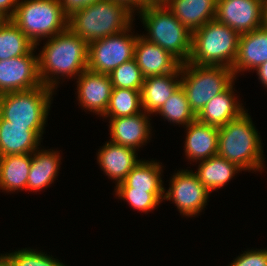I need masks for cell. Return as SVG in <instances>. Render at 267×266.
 Segmentation results:
<instances>
[{"mask_svg": "<svg viewBox=\"0 0 267 266\" xmlns=\"http://www.w3.org/2000/svg\"><path fill=\"white\" fill-rule=\"evenodd\" d=\"M181 67L174 73L144 78L141 89L142 111L156 113L165 101L181 86Z\"/></svg>", "mask_w": 267, "mask_h": 266, "instance_id": "d6986e66", "label": "cell"}, {"mask_svg": "<svg viewBox=\"0 0 267 266\" xmlns=\"http://www.w3.org/2000/svg\"><path fill=\"white\" fill-rule=\"evenodd\" d=\"M132 25L121 33L89 43L87 69L110 74L119 65L134 59L138 35L131 32ZM131 32V34H128Z\"/></svg>", "mask_w": 267, "mask_h": 266, "instance_id": "9c48e42d", "label": "cell"}, {"mask_svg": "<svg viewBox=\"0 0 267 266\" xmlns=\"http://www.w3.org/2000/svg\"><path fill=\"white\" fill-rule=\"evenodd\" d=\"M181 87L190 108L197 116L216 95L236 80L233 70L222 66H203L189 62L181 64Z\"/></svg>", "mask_w": 267, "mask_h": 266, "instance_id": "ba28073f", "label": "cell"}, {"mask_svg": "<svg viewBox=\"0 0 267 266\" xmlns=\"http://www.w3.org/2000/svg\"><path fill=\"white\" fill-rule=\"evenodd\" d=\"M45 43L37 55L39 76L44 86L54 90L61 76L72 79L76 75V79L87 69L89 44L69 28Z\"/></svg>", "mask_w": 267, "mask_h": 266, "instance_id": "6da1fadb", "label": "cell"}, {"mask_svg": "<svg viewBox=\"0 0 267 266\" xmlns=\"http://www.w3.org/2000/svg\"><path fill=\"white\" fill-rule=\"evenodd\" d=\"M267 61V28L258 29L240 35L238 53L232 66L234 76L246 70L257 69Z\"/></svg>", "mask_w": 267, "mask_h": 266, "instance_id": "e0dca14e", "label": "cell"}, {"mask_svg": "<svg viewBox=\"0 0 267 266\" xmlns=\"http://www.w3.org/2000/svg\"><path fill=\"white\" fill-rule=\"evenodd\" d=\"M240 34L213 19L192 32L189 63L232 68L238 53Z\"/></svg>", "mask_w": 267, "mask_h": 266, "instance_id": "5b68a950", "label": "cell"}, {"mask_svg": "<svg viewBox=\"0 0 267 266\" xmlns=\"http://www.w3.org/2000/svg\"><path fill=\"white\" fill-rule=\"evenodd\" d=\"M169 189H164L163 200L172 201L180 214L195 217L205 208L210 191L199 181L192 170L177 171L170 179Z\"/></svg>", "mask_w": 267, "mask_h": 266, "instance_id": "30bf717a", "label": "cell"}, {"mask_svg": "<svg viewBox=\"0 0 267 266\" xmlns=\"http://www.w3.org/2000/svg\"><path fill=\"white\" fill-rule=\"evenodd\" d=\"M0 60V95L9 92L25 91L42 86L38 70V57L33 52Z\"/></svg>", "mask_w": 267, "mask_h": 266, "instance_id": "7c38bea8", "label": "cell"}, {"mask_svg": "<svg viewBox=\"0 0 267 266\" xmlns=\"http://www.w3.org/2000/svg\"><path fill=\"white\" fill-rule=\"evenodd\" d=\"M161 115L164 120L178 125L187 126L196 120V115L190 108L186 94L180 86L173 95H171L162 107L155 113Z\"/></svg>", "mask_w": 267, "mask_h": 266, "instance_id": "f1b7e54d", "label": "cell"}, {"mask_svg": "<svg viewBox=\"0 0 267 266\" xmlns=\"http://www.w3.org/2000/svg\"><path fill=\"white\" fill-rule=\"evenodd\" d=\"M42 139L28 126L10 125L0 117V157L32 154Z\"/></svg>", "mask_w": 267, "mask_h": 266, "instance_id": "7402d4cb", "label": "cell"}, {"mask_svg": "<svg viewBox=\"0 0 267 266\" xmlns=\"http://www.w3.org/2000/svg\"><path fill=\"white\" fill-rule=\"evenodd\" d=\"M263 25L267 28V3H264V24Z\"/></svg>", "mask_w": 267, "mask_h": 266, "instance_id": "f35d334b", "label": "cell"}, {"mask_svg": "<svg viewBox=\"0 0 267 266\" xmlns=\"http://www.w3.org/2000/svg\"><path fill=\"white\" fill-rule=\"evenodd\" d=\"M166 0H149L150 3H161L163 4Z\"/></svg>", "mask_w": 267, "mask_h": 266, "instance_id": "ab89813d", "label": "cell"}, {"mask_svg": "<svg viewBox=\"0 0 267 266\" xmlns=\"http://www.w3.org/2000/svg\"><path fill=\"white\" fill-rule=\"evenodd\" d=\"M134 149L115 144L111 141L98 150L97 161L103 173L115 180L116 186L123 182L131 170L141 161Z\"/></svg>", "mask_w": 267, "mask_h": 266, "instance_id": "ac0fdd59", "label": "cell"}, {"mask_svg": "<svg viewBox=\"0 0 267 266\" xmlns=\"http://www.w3.org/2000/svg\"><path fill=\"white\" fill-rule=\"evenodd\" d=\"M12 20L35 45L42 37L51 38L68 28V16L58 0H22Z\"/></svg>", "mask_w": 267, "mask_h": 266, "instance_id": "52a82bcc", "label": "cell"}, {"mask_svg": "<svg viewBox=\"0 0 267 266\" xmlns=\"http://www.w3.org/2000/svg\"><path fill=\"white\" fill-rule=\"evenodd\" d=\"M77 81V100L83 109L103 115L113 90L109 74L96 73L86 69Z\"/></svg>", "mask_w": 267, "mask_h": 266, "instance_id": "4fadbf2b", "label": "cell"}, {"mask_svg": "<svg viewBox=\"0 0 267 266\" xmlns=\"http://www.w3.org/2000/svg\"><path fill=\"white\" fill-rule=\"evenodd\" d=\"M184 153L196 163L217 155L219 127L201 123L197 119L186 127Z\"/></svg>", "mask_w": 267, "mask_h": 266, "instance_id": "2e32d148", "label": "cell"}, {"mask_svg": "<svg viewBox=\"0 0 267 266\" xmlns=\"http://www.w3.org/2000/svg\"><path fill=\"white\" fill-rule=\"evenodd\" d=\"M31 163L32 154L0 157V189L7 192L25 190Z\"/></svg>", "mask_w": 267, "mask_h": 266, "instance_id": "d4e9b609", "label": "cell"}, {"mask_svg": "<svg viewBox=\"0 0 267 266\" xmlns=\"http://www.w3.org/2000/svg\"><path fill=\"white\" fill-rule=\"evenodd\" d=\"M109 77L113 88L141 90L144 82L141 70L134 59L119 65Z\"/></svg>", "mask_w": 267, "mask_h": 266, "instance_id": "f546056e", "label": "cell"}, {"mask_svg": "<svg viewBox=\"0 0 267 266\" xmlns=\"http://www.w3.org/2000/svg\"><path fill=\"white\" fill-rule=\"evenodd\" d=\"M135 15L113 0H99L68 16V28L88 44L128 29Z\"/></svg>", "mask_w": 267, "mask_h": 266, "instance_id": "3957f363", "label": "cell"}, {"mask_svg": "<svg viewBox=\"0 0 267 266\" xmlns=\"http://www.w3.org/2000/svg\"><path fill=\"white\" fill-rule=\"evenodd\" d=\"M163 4L192 33L215 19L217 0H166Z\"/></svg>", "mask_w": 267, "mask_h": 266, "instance_id": "44dd1931", "label": "cell"}, {"mask_svg": "<svg viewBox=\"0 0 267 266\" xmlns=\"http://www.w3.org/2000/svg\"><path fill=\"white\" fill-rule=\"evenodd\" d=\"M141 90L113 88L105 113V119L131 116L142 112Z\"/></svg>", "mask_w": 267, "mask_h": 266, "instance_id": "83f0119b", "label": "cell"}, {"mask_svg": "<svg viewBox=\"0 0 267 266\" xmlns=\"http://www.w3.org/2000/svg\"><path fill=\"white\" fill-rule=\"evenodd\" d=\"M255 70L257 71L258 79L261 81L260 83L267 88V61Z\"/></svg>", "mask_w": 267, "mask_h": 266, "instance_id": "8d00e7d4", "label": "cell"}, {"mask_svg": "<svg viewBox=\"0 0 267 266\" xmlns=\"http://www.w3.org/2000/svg\"><path fill=\"white\" fill-rule=\"evenodd\" d=\"M59 151L35 150L27 180L26 190L41 191L50 186L59 173L61 158Z\"/></svg>", "mask_w": 267, "mask_h": 266, "instance_id": "603a6c76", "label": "cell"}, {"mask_svg": "<svg viewBox=\"0 0 267 266\" xmlns=\"http://www.w3.org/2000/svg\"><path fill=\"white\" fill-rule=\"evenodd\" d=\"M113 1L125 5L133 13L134 11L136 12V10L139 12L142 9H144L147 5L151 4L149 0H113Z\"/></svg>", "mask_w": 267, "mask_h": 266, "instance_id": "d590c367", "label": "cell"}, {"mask_svg": "<svg viewBox=\"0 0 267 266\" xmlns=\"http://www.w3.org/2000/svg\"><path fill=\"white\" fill-rule=\"evenodd\" d=\"M198 163V171L194 173L211 193L226 185L236 173L243 171L237 165L218 155Z\"/></svg>", "mask_w": 267, "mask_h": 266, "instance_id": "484cf974", "label": "cell"}, {"mask_svg": "<svg viewBox=\"0 0 267 266\" xmlns=\"http://www.w3.org/2000/svg\"><path fill=\"white\" fill-rule=\"evenodd\" d=\"M19 0H0V20L11 19L18 6Z\"/></svg>", "mask_w": 267, "mask_h": 266, "instance_id": "e575fe53", "label": "cell"}, {"mask_svg": "<svg viewBox=\"0 0 267 266\" xmlns=\"http://www.w3.org/2000/svg\"><path fill=\"white\" fill-rule=\"evenodd\" d=\"M137 13L148 32L143 38L165 49L181 64L189 61L192 33L164 4L151 3Z\"/></svg>", "mask_w": 267, "mask_h": 266, "instance_id": "277c9868", "label": "cell"}, {"mask_svg": "<svg viewBox=\"0 0 267 266\" xmlns=\"http://www.w3.org/2000/svg\"><path fill=\"white\" fill-rule=\"evenodd\" d=\"M0 266H13L12 262L9 260L8 254L0 255Z\"/></svg>", "mask_w": 267, "mask_h": 266, "instance_id": "74e56055", "label": "cell"}, {"mask_svg": "<svg viewBox=\"0 0 267 266\" xmlns=\"http://www.w3.org/2000/svg\"><path fill=\"white\" fill-rule=\"evenodd\" d=\"M162 165L154 160H141L127 175L126 179L115 186L114 190H140L145 192H164L161 177Z\"/></svg>", "mask_w": 267, "mask_h": 266, "instance_id": "cb8c5ba5", "label": "cell"}, {"mask_svg": "<svg viewBox=\"0 0 267 266\" xmlns=\"http://www.w3.org/2000/svg\"><path fill=\"white\" fill-rule=\"evenodd\" d=\"M215 19L240 35L264 24L263 0H217Z\"/></svg>", "mask_w": 267, "mask_h": 266, "instance_id": "8fae6325", "label": "cell"}, {"mask_svg": "<svg viewBox=\"0 0 267 266\" xmlns=\"http://www.w3.org/2000/svg\"><path fill=\"white\" fill-rule=\"evenodd\" d=\"M59 4L63 8L64 13L70 16L73 12L85 8L88 5H92L99 0H58Z\"/></svg>", "mask_w": 267, "mask_h": 266, "instance_id": "836d02e7", "label": "cell"}, {"mask_svg": "<svg viewBox=\"0 0 267 266\" xmlns=\"http://www.w3.org/2000/svg\"><path fill=\"white\" fill-rule=\"evenodd\" d=\"M34 47L12 20H0V60L27 55Z\"/></svg>", "mask_w": 267, "mask_h": 266, "instance_id": "4316f807", "label": "cell"}, {"mask_svg": "<svg viewBox=\"0 0 267 266\" xmlns=\"http://www.w3.org/2000/svg\"><path fill=\"white\" fill-rule=\"evenodd\" d=\"M229 266H267V249L245 251Z\"/></svg>", "mask_w": 267, "mask_h": 266, "instance_id": "d6a6232c", "label": "cell"}, {"mask_svg": "<svg viewBox=\"0 0 267 266\" xmlns=\"http://www.w3.org/2000/svg\"><path fill=\"white\" fill-rule=\"evenodd\" d=\"M259 134L251 116L245 111L238 118L219 127L217 155L243 171L261 172L265 166Z\"/></svg>", "mask_w": 267, "mask_h": 266, "instance_id": "7a4b0ae2", "label": "cell"}, {"mask_svg": "<svg viewBox=\"0 0 267 266\" xmlns=\"http://www.w3.org/2000/svg\"><path fill=\"white\" fill-rule=\"evenodd\" d=\"M149 116L151 115L142 111L131 116L109 118L110 141L139 151L151 138Z\"/></svg>", "mask_w": 267, "mask_h": 266, "instance_id": "5bb4252c", "label": "cell"}, {"mask_svg": "<svg viewBox=\"0 0 267 266\" xmlns=\"http://www.w3.org/2000/svg\"><path fill=\"white\" fill-rule=\"evenodd\" d=\"M116 197L125 200L133 209L148 213L161 204L164 192H145L140 190H115Z\"/></svg>", "mask_w": 267, "mask_h": 266, "instance_id": "4dcf8cb0", "label": "cell"}, {"mask_svg": "<svg viewBox=\"0 0 267 266\" xmlns=\"http://www.w3.org/2000/svg\"><path fill=\"white\" fill-rule=\"evenodd\" d=\"M134 60L144 78L176 72L181 63L165 49L138 35Z\"/></svg>", "mask_w": 267, "mask_h": 266, "instance_id": "9a60e30c", "label": "cell"}, {"mask_svg": "<svg viewBox=\"0 0 267 266\" xmlns=\"http://www.w3.org/2000/svg\"><path fill=\"white\" fill-rule=\"evenodd\" d=\"M234 82L222 93L212 98L196 116L201 123L221 127L233 119L238 118L244 110L238 97H235Z\"/></svg>", "mask_w": 267, "mask_h": 266, "instance_id": "ffe728a7", "label": "cell"}, {"mask_svg": "<svg viewBox=\"0 0 267 266\" xmlns=\"http://www.w3.org/2000/svg\"><path fill=\"white\" fill-rule=\"evenodd\" d=\"M8 256L13 266H66L52 255L31 248L8 253Z\"/></svg>", "mask_w": 267, "mask_h": 266, "instance_id": "1f68e13d", "label": "cell"}, {"mask_svg": "<svg viewBox=\"0 0 267 266\" xmlns=\"http://www.w3.org/2000/svg\"><path fill=\"white\" fill-rule=\"evenodd\" d=\"M54 90L44 85L0 95V117L10 125L28 126L41 139Z\"/></svg>", "mask_w": 267, "mask_h": 266, "instance_id": "8992f818", "label": "cell"}]
</instances>
